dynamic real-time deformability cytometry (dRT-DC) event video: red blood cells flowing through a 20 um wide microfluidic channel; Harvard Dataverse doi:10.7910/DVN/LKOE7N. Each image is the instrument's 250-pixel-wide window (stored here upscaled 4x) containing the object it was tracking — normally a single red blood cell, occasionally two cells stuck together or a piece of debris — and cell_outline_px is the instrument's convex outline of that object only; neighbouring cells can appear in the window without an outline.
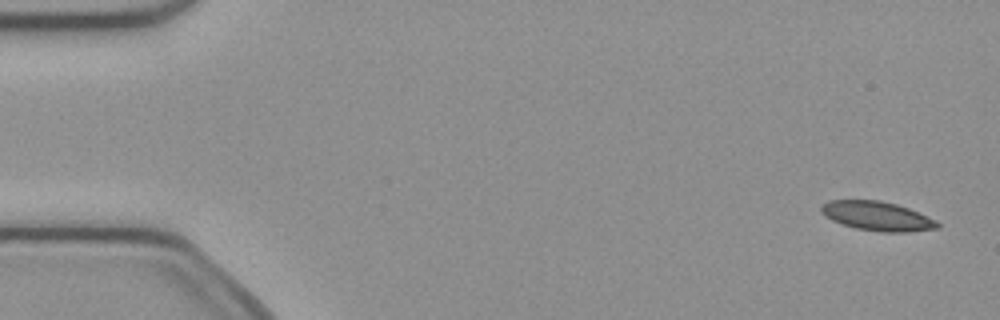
{"species": "common noctule bat (a hibernating species)", "species_latin": "Nyctalus noctula", "temperature_condition": "cold", "stored_images_in_passage": 14, "camera_frame_rate_fps": 3000, "um_per_image_px": 0.085, "animal": {"sex": "female", "body_mass_g": 21.9}, "frame": {"image": 1, "passage_image": 1, "time_ms": 0.0, "image_size_px": [1000, 320], "cell_outline_px": [[940, 228], [908, 232], [884, 232], [856, 228], [832, 220], [820, 212], [820, 208], [828, 200], [880, 200], [896, 204], [908, 208], [936, 220], [940, 224]], "centroid_in_image_um": [74.58, 18.36], "position_along_channel_um": 10.4, "area_um2": 19.65}}